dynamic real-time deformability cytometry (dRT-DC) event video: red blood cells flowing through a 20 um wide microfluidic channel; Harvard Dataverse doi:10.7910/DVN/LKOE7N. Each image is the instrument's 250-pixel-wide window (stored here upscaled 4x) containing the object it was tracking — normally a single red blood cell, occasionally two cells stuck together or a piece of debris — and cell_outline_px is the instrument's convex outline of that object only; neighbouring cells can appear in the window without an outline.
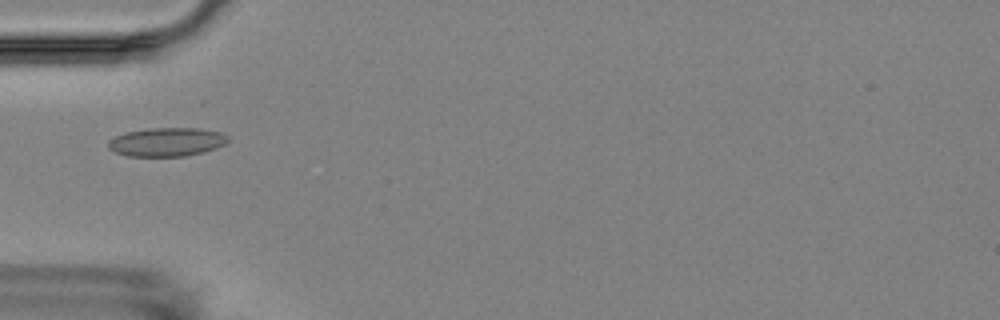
{"species": "Egyptian fruit bat (a non-hibernating species)", "species_latin": "Rousettus aegyptiacus", "temperature_condition": "room temperature", "stored_images_in_passage": 1, "camera_frame_rate_fps": 3000, "um_per_image_px": 0.085, "animal": {"sex": "female"}, "frame": {"image": 1, "passage_image": 1, "time_ms": 0.0, "image_size_px": [1000, 320], "cell_outline_px": [[228, 140], [224, 144], [216, 148], [204, 152], [184, 156], [128, 156], [116, 152], [108, 148], [108, 140], [124, 132], [148, 128], [200, 128], [220, 132], [228, 136]], "centroid_in_image_um": [14.16, 12.06], "position_along_channel_um": 70.8, "area_um2": 20.06}}